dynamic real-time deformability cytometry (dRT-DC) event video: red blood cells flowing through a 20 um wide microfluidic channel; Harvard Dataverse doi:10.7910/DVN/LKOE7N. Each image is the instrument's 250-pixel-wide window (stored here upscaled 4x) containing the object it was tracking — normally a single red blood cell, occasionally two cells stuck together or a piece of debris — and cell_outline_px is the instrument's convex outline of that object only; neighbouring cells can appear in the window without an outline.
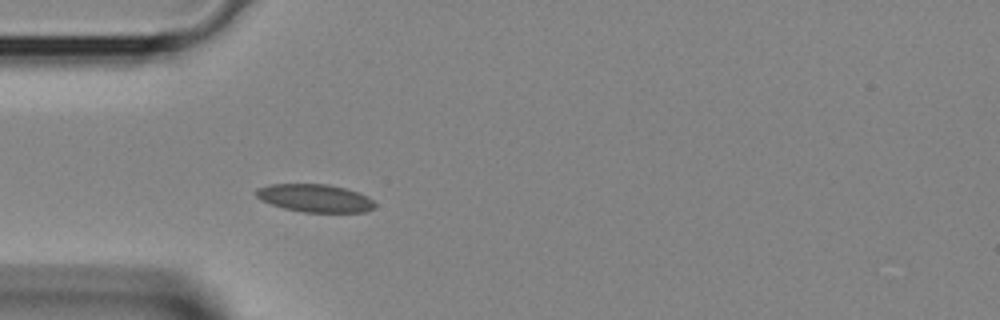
{"species": "Egyptian fruit bat (a non-hibernating species)", "species_latin": "Rousettus aegyptiacus", "temperature_condition": "room temperature", "stored_images_in_passage": 29, "camera_frame_rate_fps": 3000, "um_per_image_px": 0.085, "animal": {"sex": "female"}, "frame": {"image": 1, "passage_image": 1, "time_ms": 0.0, "image_size_px": [1000, 320], "cell_outline_px": [[376, 204], [372, 208], [364, 212], [304, 212], [284, 208], [260, 200], [256, 196], [256, 188], [268, 184], [328, 184], [344, 188], [368, 196]], "centroid_in_image_um": [26.74, 16.83], "position_along_channel_um": 58.3, "area_um2": 19.19}}
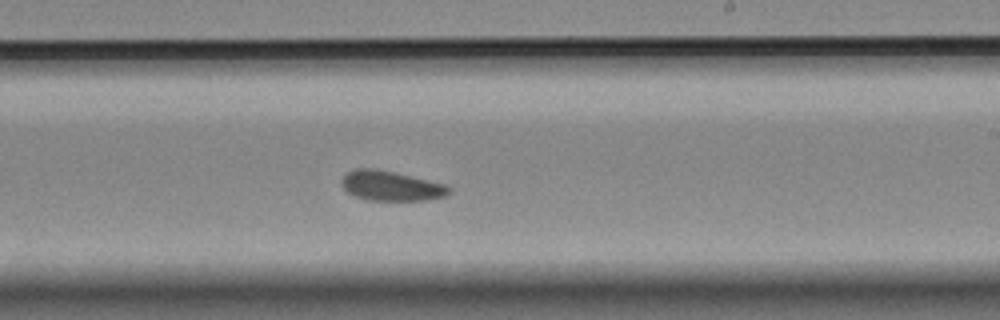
{"frame": {"image": 2, "passage_image": 13, "time_ms": 4.0, "image_size_px": [1000, 320], "cell_outline_px": [[452, 192], [448, 196], [428, 200], [368, 200], [356, 196], [348, 192], [340, 184], [340, 180], [344, 172], [352, 168], [376, 168], [396, 172], [444, 184], [452, 188]], "centroid_in_image_um": [33.22, 15.78], "position_along_channel_um": 255.8, "area_um2": 19.07}}
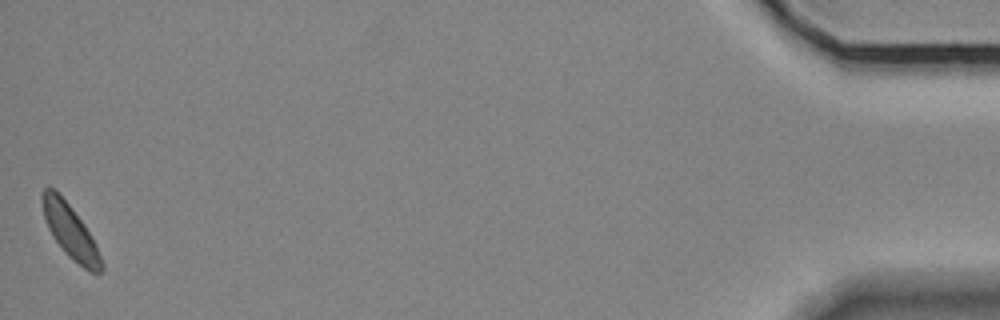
{"frame": {"image": 3, "passage_image": 29, "time_ms": 9.333, "image_size_px": [1000, 320], "cell_outline_px": [[104, 268], [96, 276], [88, 272], [72, 260], [64, 252], [52, 236], [48, 228], [44, 216], [40, 200], [40, 196], [44, 188], [56, 188], [72, 208], [84, 224], [96, 244], [104, 264]], "centroid_in_image_um": [5.98, 19.7], "position_along_channel_um": 429.2, "area_um2": 18.96}}